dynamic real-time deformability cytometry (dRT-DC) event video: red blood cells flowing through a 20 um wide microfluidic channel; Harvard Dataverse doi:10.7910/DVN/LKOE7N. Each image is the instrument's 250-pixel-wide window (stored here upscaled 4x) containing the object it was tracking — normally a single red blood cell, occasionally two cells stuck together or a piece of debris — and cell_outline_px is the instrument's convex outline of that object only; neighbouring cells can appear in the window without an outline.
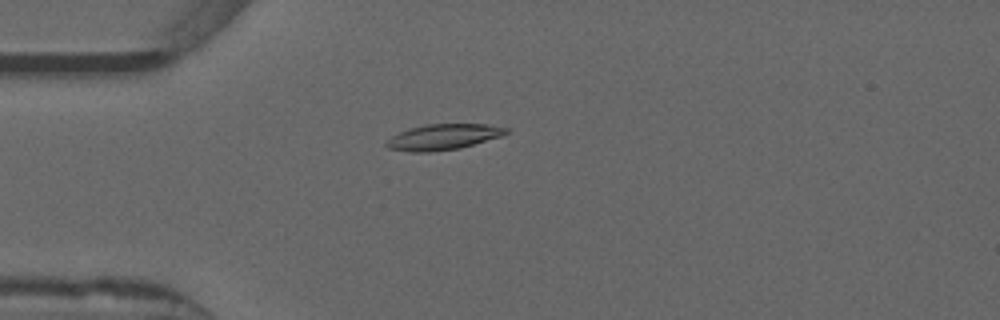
{"species": "common noctule bat (a hibernating species)", "species_latin": "Nyctalus noctula", "temperature_condition": "warm", "stored_images_in_passage": 53, "camera_frame_rate_fps": 3000, "um_per_image_px": 0.085, "animal": {"sex": "male", "forearm_length_mm": 52.5}, "frame": {"image": 1, "passage_image": 14, "time_ms": 4.333, "image_size_px": [1000, 320], "cell_outline_px": [[508, 132], [500, 136], [460, 148], [428, 152], [412, 152], [388, 148], [384, 144], [384, 140], [408, 128], [424, 124], [488, 124], [508, 128]], "centroid_in_image_um": [37.62, 11.63], "position_along_channel_um": 47.4, "area_um2": 17.92}}
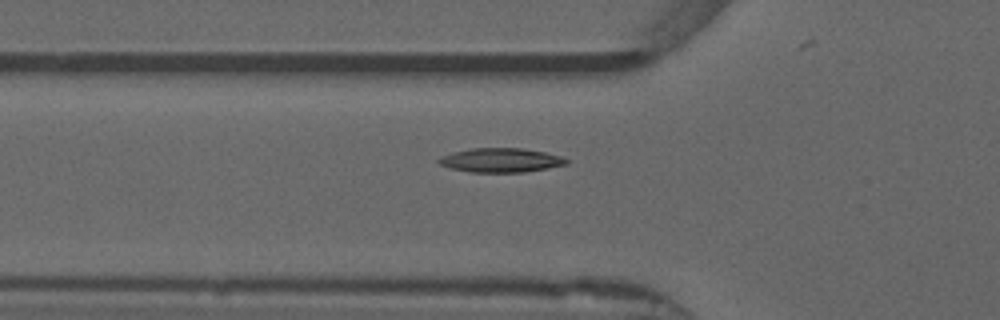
{"frame": {"image": 2, "passage_image": 18, "time_ms": 5.667, "image_size_px": [1000, 320], "cell_outline_px": [[568, 164], [548, 168], [524, 172], [472, 172], [452, 168], [440, 164], [436, 160], [440, 156], [472, 148], [524, 148], [544, 152], [560, 156], [568, 160]], "centroid_in_image_um": [42.59, 13.61], "position_along_channel_um": 83.2, "area_um2": 17.8}}
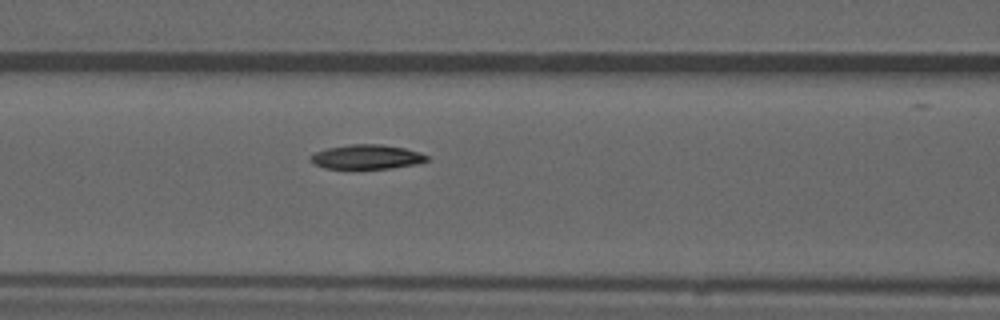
{"frame": {"image": 3, "passage_image": 22, "time_ms": 7.0, "image_size_px": [1000, 320], "cell_outline_px": [[428, 160], [416, 164], [392, 168], [324, 168], [316, 164], [308, 156], [316, 152], [328, 148], [348, 144], [380, 144], [404, 148], [420, 152], [428, 156]], "centroid_in_image_um": [31.19, 13.32], "position_along_channel_um": 135.4, "area_um2": 16.36}, "authors_computed_cell_mechanics": {"area_um2": 16.7042, "velocity_mm_per_s": 3.8712, "shape_relaxation_time_tau1_ms": 7.2347, "shape_relaxation_time_tau2_ms": 10.2708, "deformation_change_tau1": 0.1446, "deformation_change_tau2": 0.1497}}